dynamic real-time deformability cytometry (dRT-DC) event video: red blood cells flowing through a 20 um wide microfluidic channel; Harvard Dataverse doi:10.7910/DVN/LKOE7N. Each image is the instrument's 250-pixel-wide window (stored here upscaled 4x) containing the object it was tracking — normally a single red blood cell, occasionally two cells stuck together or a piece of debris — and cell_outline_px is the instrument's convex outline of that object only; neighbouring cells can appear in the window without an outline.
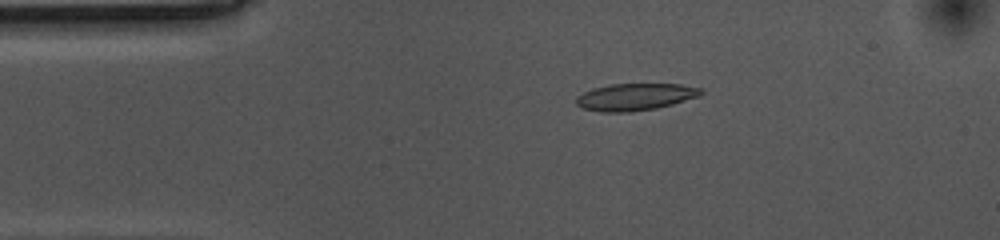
{"species": "common noctule bat (a hibernating species)", "species_latin": "Nyctalus noctula", "temperature_condition": "cold", "stored_images_in_passage": 55, "camera_frame_rate_fps": 3000, "um_per_image_px": 0.085, "animal": {"sex": "female", "body_mass_g": 10.0, "forearm_length_mm": 53.1}, "frame": {"image": 1, "passage_image": 10, "time_ms": 3.0, "image_size_px": [1000, 240], "cell_outline_px": [[700, 92], [696, 96], [668, 104], [652, 108], [612, 112], [608, 112], [584, 108], [576, 104], [576, 100], [580, 96], [596, 88], [612, 84], [676, 84], [700, 88]], "centroid_in_image_um": [53.95, 8.21], "position_along_channel_um": 31.1, "area_um2": 18.26}}
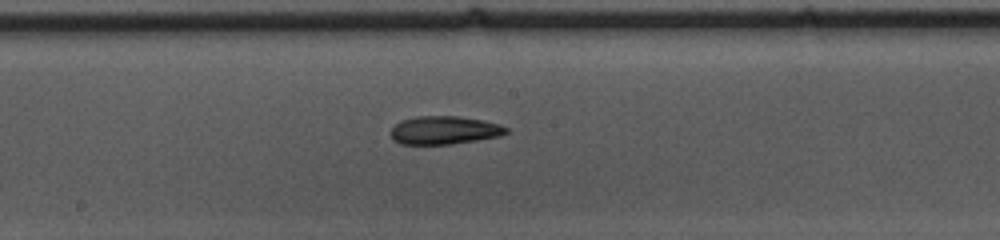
{"frame": {"image": 2, "passage_image": 28, "time_ms": 9.0, "image_size_px": [1000, 240], "cell_outline_px": [[508, 132], [496, 136], [448, 144], [404, 144], [396, 140], [392, 136], [392, 128], [396, 124], [404, 120], [420, 116], [456, 116], [480, 120], [496, 124], [508, 128]], "centroid_in_image_um": [37.74, 11.06], "position_along_channel_um": 210.5, "area_um2": 18.15}}
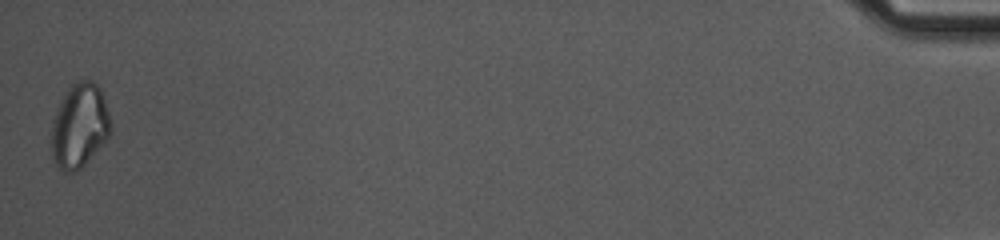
{"frame": {"image": 3, "passage_image": 55, "time_ms": 18.0, "image_size_px": [1000, 240], "cell_outline_px": [[108, 136], [76, 168], [64, 168], [56, 160], [52, 144], [52, 136], [56, 116], [68, 92], [76, 84], [84, 80], [92, 84], [100, 92], [108, 116]], "centroid_in_image_um": [6.76, 10.65], "position_along_channel_um": 428.4, "area_um2": 25.26}, "authors_computed_cell_mechanics": {"area_um2": 18.1492, "velocity_mm_per_s": 3.5455, "shape_relaxation_time_tau1_ms": 11.1808, "shape_relaxation_time_tau2_ms": null, "deformation_change_tau1": 0.196, "deformation_change_tau2": null}}